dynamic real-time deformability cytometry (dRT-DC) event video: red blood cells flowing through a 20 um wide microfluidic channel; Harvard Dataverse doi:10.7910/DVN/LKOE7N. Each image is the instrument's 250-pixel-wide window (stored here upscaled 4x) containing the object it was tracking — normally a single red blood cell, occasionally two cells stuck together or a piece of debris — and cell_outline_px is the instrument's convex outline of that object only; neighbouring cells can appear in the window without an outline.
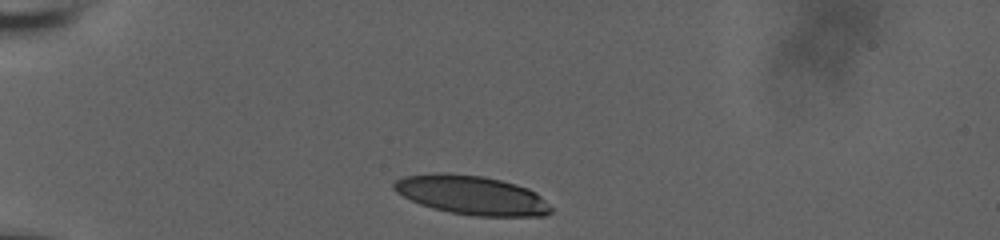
{"species": "human", "species_latin": "Homo sapiens", "temperature_condition": "room temperature", "stored_images_in_passage": 23, "camera_frame_rate_fps": 3000, "um_per_image_px": 0.085, "donor": {"sex": "male"}, "frame": {"image": 1, "passage_image": 1, "time_ms": 0.0, "image_size_px": [1000, 240], "cell_outline_px": [[552, 212], [544, 216], [472, 216], [432, 208], [420, 204], [396, 192], [392, 188], [392, 184], [396, 180], [404, 176], [432, 172], [444, 172], [484, 176], [516, 184], [528, 188], [536, 192], [552, 208]], "centroid_in_image_um": [40.08, 16.57], "position_along_channel_um": 44.9, "area_um2": 35.89}}
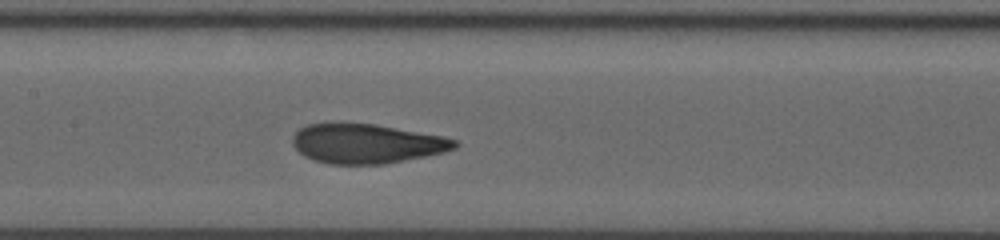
{"frame": {"image": 2, "passage_image": 14, "time_ms": 4.333, "image_size_px": [1000, 240], "cell_outline_px": [[460, 144], [456, 148], [444, 152], [384, 164], [328, 164], [312, 160], [304, 156], [292, 144], [292, 136], [300, 128], [308, 124], [332, 120], [376, 124], [444, 136], [456, 140]], "centroid_in_image_um": [31.11, 12.17], "position_along_channel_um": 176.3, "area_um2": 38.15}}
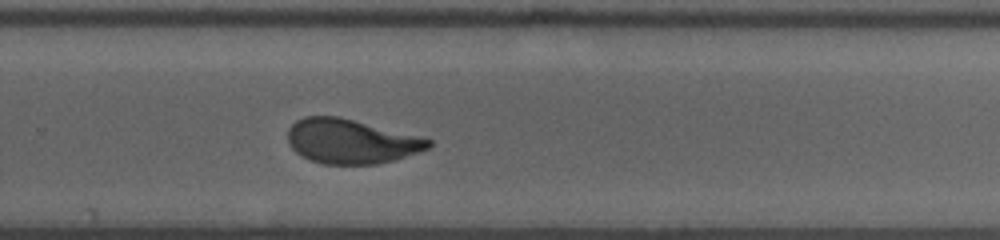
{"frame": {"image": 3, "passage_image": 23, "time_ms": 7.333, "image_size_px": [1000, 240], "cell_outline_px": [[432, 144], [428, 148], [392, 160], [376, 164], [324, 164], [312, 160], [296, 152], [288, 144], [288, 128], [296, 120], [304, 116], [340, 116], [432, 140]], "centroid_in_image_um": [29.78, 12.0], "position_along_channel_um": 300.0, "area_um2": 36.01}}